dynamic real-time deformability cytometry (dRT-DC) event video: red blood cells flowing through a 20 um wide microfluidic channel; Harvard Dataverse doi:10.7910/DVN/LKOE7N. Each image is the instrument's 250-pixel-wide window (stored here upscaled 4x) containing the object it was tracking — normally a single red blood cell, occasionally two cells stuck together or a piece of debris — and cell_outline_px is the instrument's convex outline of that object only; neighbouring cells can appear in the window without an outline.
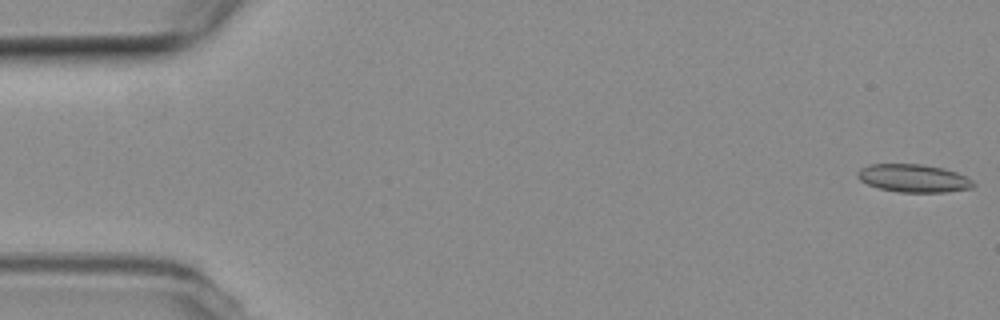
{"species": "common noctule bat (a hibernating species)", "species_latin": "Nyctalus noctula", "temperature_condition": "room temperature", "stored_images_in_passage": 55, "camera_frame_rate_fps": 3000, "um_per_image_px": 0.085, "animal": {"sex": "female", "body_mass_g": 19.3, "forearm_length_mm": 54.1}, "frame": {"image": 1, "passage_image": 1, "time_ms": 0.0, "image_size_px": [1000, 320], "cell_outline_px": [[976, 184], [972, 188], [944, 192], [900, 192], [880, 188], [868, 184], [860, 180], [856, 176], [856, 172], [860, 168], [868, 164], [920, 164], [944, 168], [956, 172], [972, 180]], "centroid_in_image_um": [77.63, 15.14], "position_along_channel_um": 7.4, "area_um2": 18.84}}
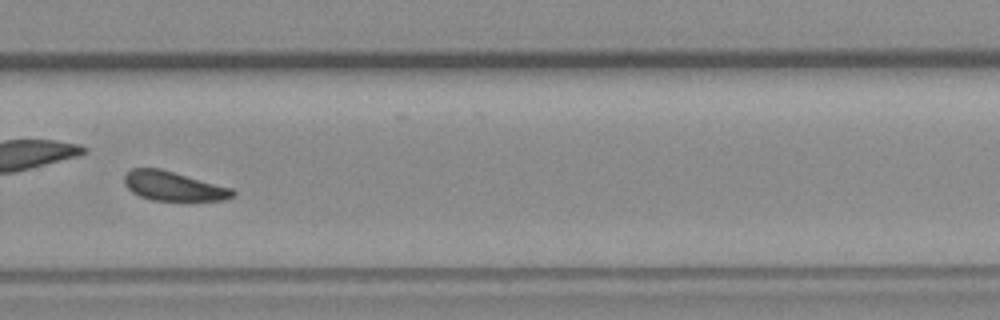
{"frame": {"image": 2, "passage_image": 38, "time_ms": 12.333, "image_size_px": [1000, 320], "cell_outline_px": [[236, 196], [224, 200], [192, 204], [152, 200], [140, 196], [132, 192], [124, 184], [124, 176], [132, 168], [160, 168], [232, 188], [236, 192]], "centroid_in_image_um": [14.82, 15.89], "position_along_channel_um": 315.0, "area_um2": 19.48}, "authors_computed_cell_mechanics": {"area_um2": 18.8428, "velocity_mm_per_s": 3.7573, "shape_relaxation_time_tau1_ms": 5.4992, "shape_relaxation_time_tau2_ms": 2.5756, "deformation_change_tau1": 0.1104, "deformation_change_tau2": 0.0891}}